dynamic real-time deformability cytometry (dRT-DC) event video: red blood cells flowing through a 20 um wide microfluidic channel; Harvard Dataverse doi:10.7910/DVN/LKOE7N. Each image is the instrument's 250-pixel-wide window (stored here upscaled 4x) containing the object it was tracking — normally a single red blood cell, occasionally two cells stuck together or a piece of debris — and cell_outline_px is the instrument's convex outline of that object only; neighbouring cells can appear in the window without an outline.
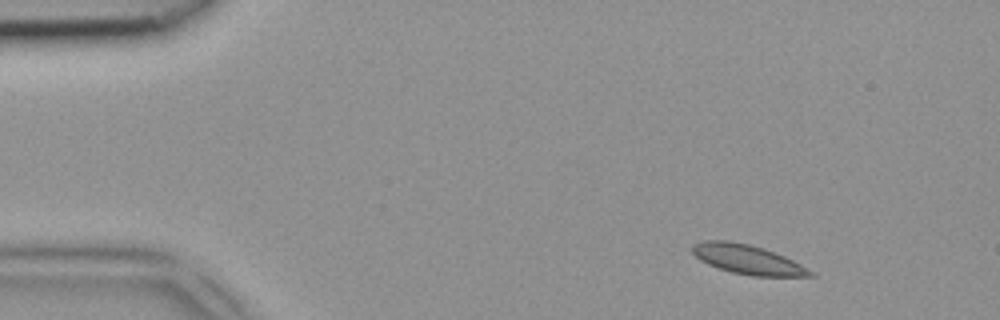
{"species": "common noctule bat (a hibernating species)", "species_latin": "Nyctalus noctula", "temperature_condition": "room temperature", "stored_images_in_passage": 2, "camera_frame_rate_fps": 3000, "um_per_image_px": 0.085, "animal": {"sex": "female", "body_mass_g": 18.4}, "frame": {"image": 1, "passage_image": 1, "time_ms": 0.0, "image_size_px": [1000, 320], "cell_outline_px": [[816, 276], [752, 276], [732, 272], [708, 264], [700, 260], [692, 252], [692, 244], [704, 240], [728, 240], [748, 244], [764, 248], [784, 256], [816, 272]], "centroid_in_image_um": [63.55, 22.05], "position_along_channel_um": 21.4, "area_um2": 20.17}}